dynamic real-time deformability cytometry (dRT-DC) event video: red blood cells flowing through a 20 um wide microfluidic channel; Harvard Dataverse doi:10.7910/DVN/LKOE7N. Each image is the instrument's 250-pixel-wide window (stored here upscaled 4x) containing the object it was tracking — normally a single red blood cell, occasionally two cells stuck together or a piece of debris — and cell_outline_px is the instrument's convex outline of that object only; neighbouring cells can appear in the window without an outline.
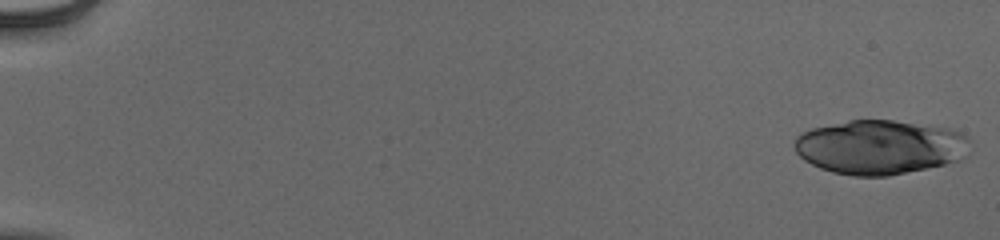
{"species": "human", "species_latin": "Homo sapiens", "temperature_condition": "cold", "stored_images_in_passage": 53, "segment_of_instrument_passage": [1, 2], "camera_frame_rate_fps": 3000, "um_per_image_px": 0.085, "donor": {"sex": "male"}, "frame": {"image": 1, "passage_image": 1, "time_ms": 0.0, "image_size_px": [1000, 240], "cell_outline_px": [[968, 140], [964, 156], [960, 160], [944, 164], [888, 176], [852, 176], [832, 172], [820, 168], [804, 160], [796, 152], [796, 136], [812, 128], [848, 120], [892, 120], [952, 128], [968, 136]], "centroid_in_image_um": [74.79, 12.5], "position_along_channel_um": 10.2, "area_um2": 55.31}}
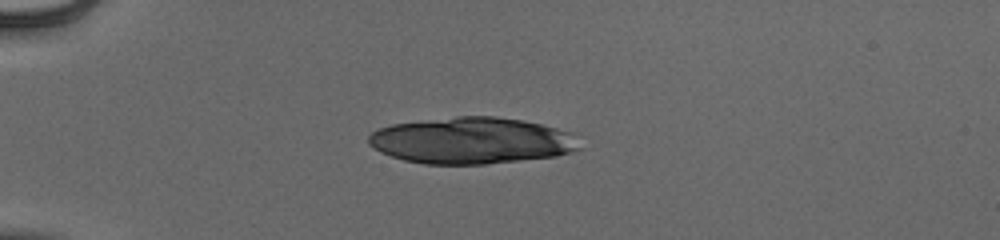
{"frame": {"image": 2, "passage_image": 15, "time_ms": 4.667, "image_size_px": [1000, 240], "cell_outline_px": [[580, 148], [556, 156], [488, 164], [424, 164], [404, 160], [380, 152], [368, 144], [368, 136], [372, 132], [380, 128], [392, 124], [456, 116], [496, 116], [520, 120], [540, 124], [556, 128], [568, 132]], "centroid_in_image_um": [40.01, 11.95], "position_along_channel_um": 45.0, "area_um2": 56.7}}